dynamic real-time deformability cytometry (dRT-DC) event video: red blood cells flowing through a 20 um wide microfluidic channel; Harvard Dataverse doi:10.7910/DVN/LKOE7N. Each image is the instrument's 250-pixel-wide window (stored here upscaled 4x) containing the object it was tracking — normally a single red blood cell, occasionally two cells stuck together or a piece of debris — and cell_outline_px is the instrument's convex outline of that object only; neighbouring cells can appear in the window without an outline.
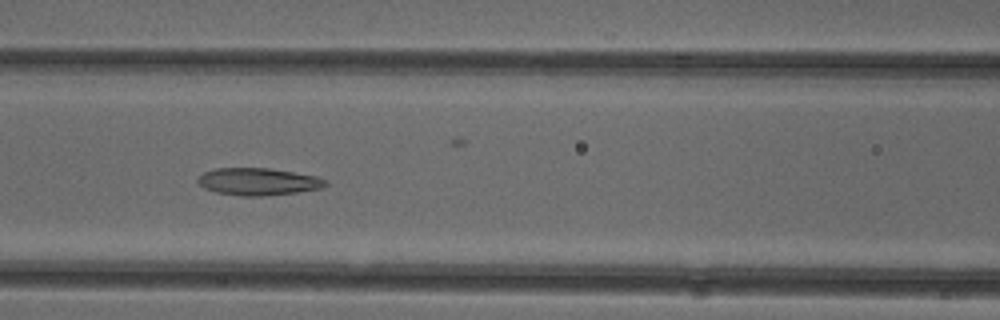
{"species": "common noctule bat (a hibernating species)", "species_latin": "Nyctalus noctula", "temperature_condition": "cold", "stored_images_in_passage": 49, "camera_frame_rate_fps": 3000, "um_per_image_px": 0.085, "animal": {"sex": "female"}, "frame": {"image": 1, "passage_image": 18, "time_ms": 5.667, "image_size_px": [1000, 320], "cell_outline_px": [[328, 184], [324, 188], [296, 192], [264, 196], [240, 196], [216, 192], [204, 188], [196, 180], [204, 172], [216, 168], [268, 168], [316, 176], [328, 180]], "centroid_in_image_um": [21.97, 15.44], "position_along_channel_um": 144.6, "area_um2": 20.29}}
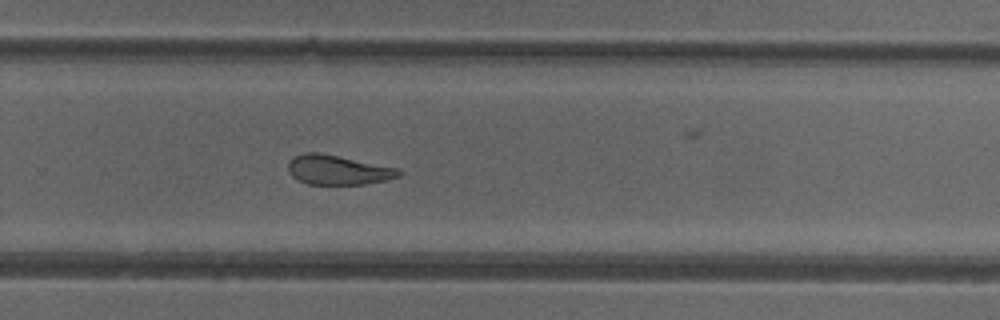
{"frame": {"image": 2, "passage_image": 30, "time_ms": 9.667, "image_size_px": [1000, 320], "cell_outline_px": [[404, 172], [400, 176], [388, 180], [364, 184], [308, 184], [292, 176], [288, 172], [288, 160], [304, 152], [320, 152], [400, 168]], "centroid_in_image_um": [28.77, 14.43], "position_along_channel_um": 301.0, "area_um2": 19.31}}
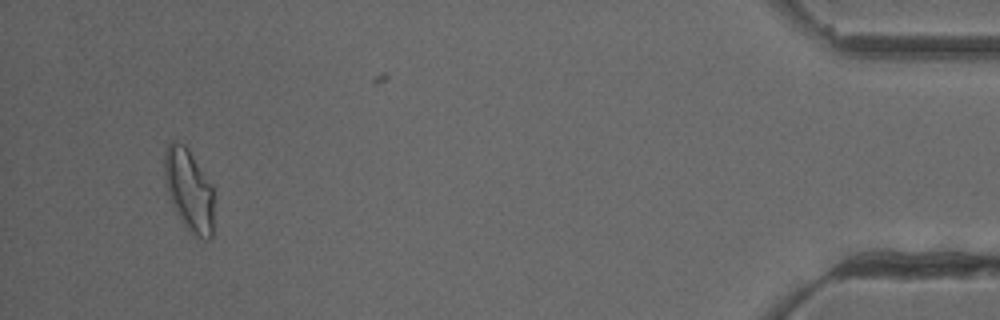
{"frame": {"image": 3, "passage_image": 45, "time_ms": 14.667, "image_size_px": [1000, 320], "cell_outline_px": [[212, 240], [204, 240], [196, 236], [180, 220], [172, 204], [164, 180], [164, 152], [168, 144], [172, 140], [176, 140], [184, 144], [188, 148], [212, 184]], "centroid_in_image_um": [16.05, 16.12], "position_along_channel_um": 419.2, "area_um2": 23.7}, "authors_computed_cell_mechanics": {"area_um2": 21.386, "velocity_mm_per_s": 3.9272, "shape_relaxation_time_tau1_ms": null, "shape_relaxation_time_tau2_ms": 3.3709, "deformation_change_tau1": null, "deformation_change_tau2": 0.1084}}